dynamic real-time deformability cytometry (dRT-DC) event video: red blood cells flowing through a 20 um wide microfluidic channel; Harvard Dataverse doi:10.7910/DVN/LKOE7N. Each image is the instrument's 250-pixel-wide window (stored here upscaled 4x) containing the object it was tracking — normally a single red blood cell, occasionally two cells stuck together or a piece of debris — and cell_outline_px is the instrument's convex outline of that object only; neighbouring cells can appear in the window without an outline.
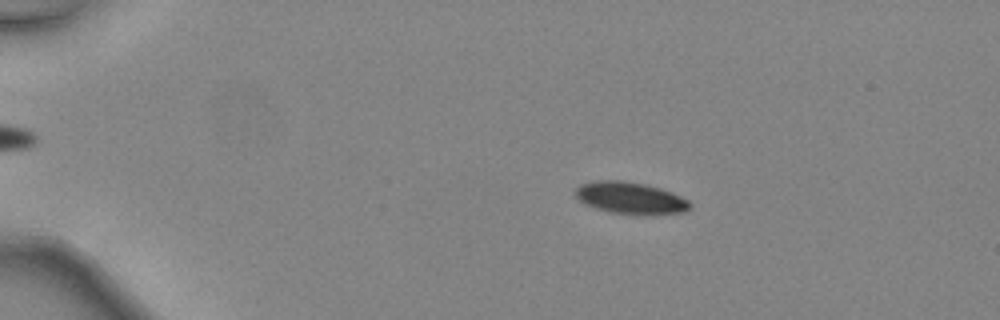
{"species": "common noctule bat (a hibernating species)", "species_latin": "Nyctalus noctula", "temperature_condition": "warm", "stored_images_in_passage": 47, "camera_frame_rate_fps": 3000, "um_per_image_px": 0.085, "animal": {"sex": "female", "body_mass_g": 24.6, "forearm_length_mm": 56.2}, "frame": {"image": 1, "passage_image": 10, "time_ms": 3.0, "image_size_px": [1000, 320], "cell_outline_px": [[692, 208], [684, 212], [652, 216], [644, 216], [612, 212], [596, 208], [584, 204], [576, 196], [576, 188], [580, 184], [596, 180], [624, 180], [644, 184], [660, 188], [672, 192], [688, 200], [692, 204]], "centroid_in_image_um": [53.64, 16.85], "position_along_channel_um": 31.4, "area_um2": 21.68}}
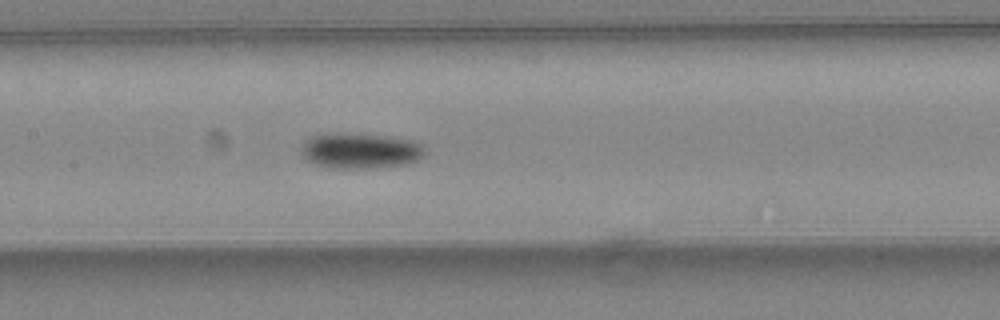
{"frame": {"image": 2, "passage_image": 25, "time_ms": 8.0, "image_size_px": [1000, 320], "cell_outline_px": [[424, 156], [408, 164], [368, 168], [328, 168], [316, 164], [308, 160], [300, 152], [304, 144], [312, 136], [332, 132], [340, 132], [388, 136], [412, 140], [420, 144], [424, 152]], "centroid_in_image_um": [30.62, 12.8], "position_along_channel_um": 176.8, "area_um2": 25.55}}
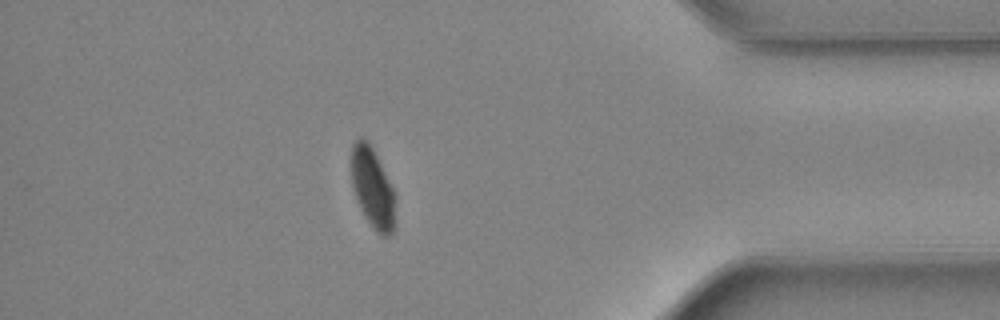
{"frame": {"image": 3, "passage_image": 42, "time_ms": 13.667, "image_size_px": [1000, 320], "cell_outline_px": [[396, 224], [392, 232], [388, 236], [380, 236], [372, 228], [360, 208], [356, 200], [352, 188], [348, 160], [352, 144], [360, 136], [368, 140], [396, 196]], "centroid_in_image_um": [31.63, 15.98], "position_along_channel_um": 403.6, "area_um2": 21.39}, "authors_computed_cell_mechanics": {"area_um2": 21.675, "velocity_mm_per_s": 4.5259, "shape_relaxation_time_tau1_ms": 3.0205, "shape_relaxation_time_tau2_ms": null, "deformation_change_tau1": 0.111, "deformation_change_tau2": null}}